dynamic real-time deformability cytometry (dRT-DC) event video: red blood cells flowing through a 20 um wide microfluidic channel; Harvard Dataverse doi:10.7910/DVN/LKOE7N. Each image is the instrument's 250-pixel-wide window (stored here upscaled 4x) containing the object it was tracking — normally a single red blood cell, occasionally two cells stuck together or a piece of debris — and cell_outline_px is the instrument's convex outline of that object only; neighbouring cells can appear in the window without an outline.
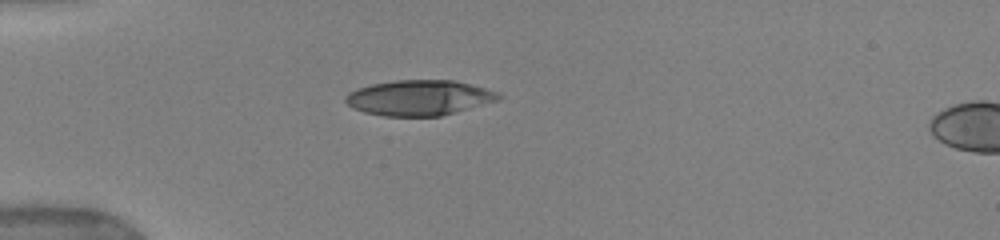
{"species": "human", "species_latin": "Homo sapiens", "temperature_condition": "warm", "stored_images_in_passage": 4, "camera_frame_rate_fps": 3000, "um_per_image_px": 0.085, "donor": {"sex": "female"}, "frame": {"image": 1, "passage_image": 1, "time_ms": 0.0, "image_size_px": [1000, 240], "cell_outline_px": [[500, 96], [496, 100], [456, 112], [440, 116], [384, 116], [364, 112], [352, 108], [344, 100], [344, 96], [348, 92], [356, 88], [372, 84], [396, 80], [456, 80], [472, 84], [496, 92]], "centroid_in_image_um": [35.55, 8.3], "position_along_channel_um": 49.4, "area_um2": 31.39}}